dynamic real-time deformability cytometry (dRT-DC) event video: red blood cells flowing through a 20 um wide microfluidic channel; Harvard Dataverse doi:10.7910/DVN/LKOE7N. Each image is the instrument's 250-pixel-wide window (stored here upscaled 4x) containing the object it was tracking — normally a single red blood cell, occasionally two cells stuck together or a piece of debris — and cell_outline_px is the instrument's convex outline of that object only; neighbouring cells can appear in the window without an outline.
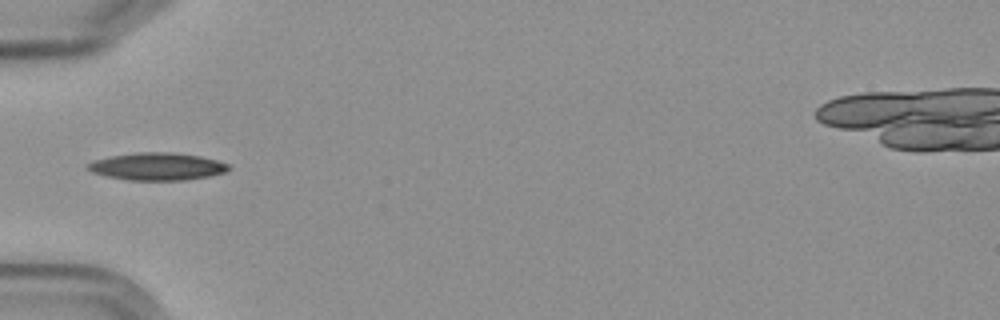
{"species": "Egyptian fruit bat (a non-hibernating species)", "species_latin": "Rousettus aegyptiacus", "temperature_condition": "cold", "stored_images_in_passage": 5, "camera_frame_rate_fps": 3000, "um_per_image_px": 0.085, "frame": {"image": 1, "passage_image": 5, "time_ms": 4.333, "image_size_px": [1000, 320], "cell_outline_px": [[228, 168], [224, 172], [208, 176], [188, 180], [128, 180], [108, 176], [92, 172], [84, 168], [88, 164], [96, 160], [112, 156], [136, 152], [172, 152], [200, 156], [216, 160], [228, 164]], "centroid_in_image_um": [13.34, 14.15], "position_along_channel_um": 71.7, "area_um2": 22.31}}